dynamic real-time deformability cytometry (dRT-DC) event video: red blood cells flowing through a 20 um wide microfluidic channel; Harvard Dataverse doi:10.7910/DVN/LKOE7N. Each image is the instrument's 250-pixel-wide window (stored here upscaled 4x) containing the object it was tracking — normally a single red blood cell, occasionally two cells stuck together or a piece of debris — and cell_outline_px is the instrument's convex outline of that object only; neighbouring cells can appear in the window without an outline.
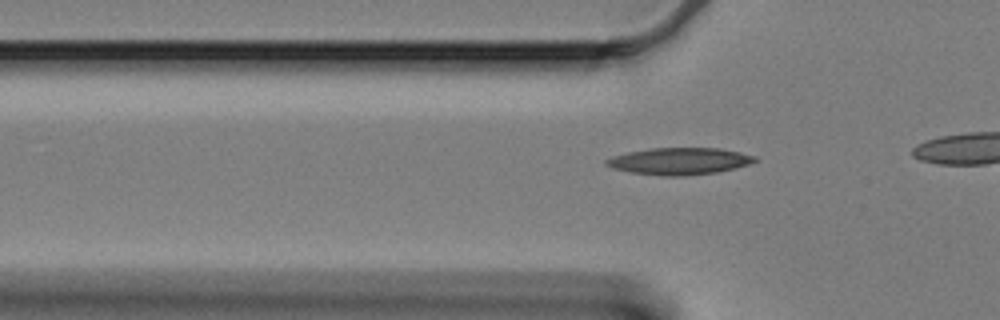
{"species": "Egyptian fruit bat (a non-hibernating species)", "species_latin": "Rousettus aegyptiacus", "temperature_condition": "cold", "stored_images_in_passage": 9, "camera_frame_rate_fps": 3000, "um_per_image_px": 0.085, "animal": {"sex": "female"}, "frame": {"image": 1, "passage_image": 2, "time_ms": 0.333, "image_size_px": [1000, 320], "cell_outline_px": [[760, 160], [736, 168], [716, 172], [684, 176], [664, 176], [628, 172], [612, 168], [604, 164], [604, 160], [612, 156], [628, 152], [652, 148], [720, 148], [740, 152], [756, 156]], "centroid_in_image_um": [57.74, 13.7], "position_along_channel_um": 68.1, "area_um2": 23.47}}
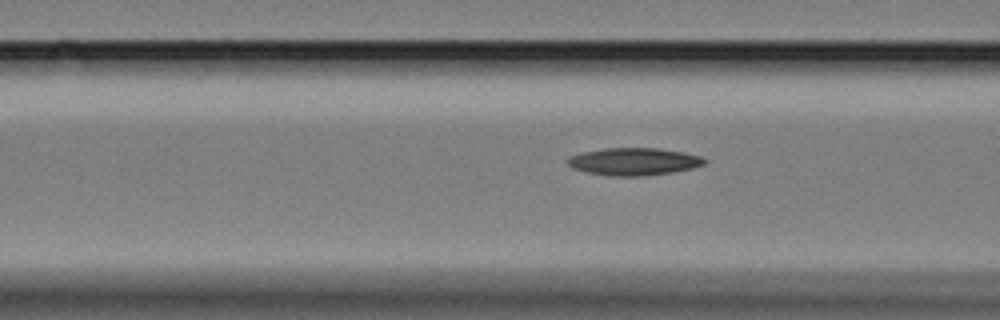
{"frame": {"image": 2, "passage_image": 6, "time_ms": 1.667, "image_size_px": [1000, 320], "cell_outline_px": [[708, 160], [704, 164], [692, 168], [672, 172], [640, 176], [608, 176], [588, 172], [572, 168], [564, 160], [572, 156], [584, 152], [604, 148], [660, 148], [684, 152], [700, 156]], "centroid_in_image_um": [53.88, 13.73], "position_along_channel_um": 112.7, "area_um2": 21.85}}